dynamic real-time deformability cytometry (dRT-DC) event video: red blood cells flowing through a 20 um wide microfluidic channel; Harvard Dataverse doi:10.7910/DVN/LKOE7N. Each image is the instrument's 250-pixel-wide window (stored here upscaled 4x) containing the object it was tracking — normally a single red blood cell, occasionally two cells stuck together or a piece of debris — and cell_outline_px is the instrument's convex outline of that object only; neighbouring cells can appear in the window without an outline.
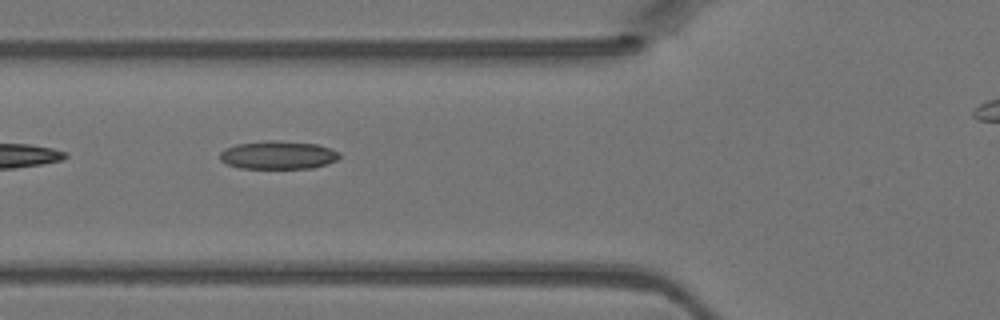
{"species": "Egyptian fruit bat (a non-hibernating species)", "species_latin": "Rousettus aegyptiacus", "temperature_condition": "warm", "stored_images_in_passage": 8, "camera_frame_rate_fps": 3000, "um_per_image_px": 0.085, "animal": {"sex": "female"}, "frame": {"image": 1, "passage_image": 5, "time_ms": 1.333, "image_size_px": [1000, 320], "cell_outline_px": [[340, 156], [336, 160], [312, 168], [240, 168], [228, 164], [220, 160], [220, 152], [236, 144], [268, 140], [276, 140], [316, 144], [332, 148], [340, 152]], "centroid_in_image_um": [23.65, 13.17], "position_along_channel_um": 102.1, "area_um2": 19.54}}
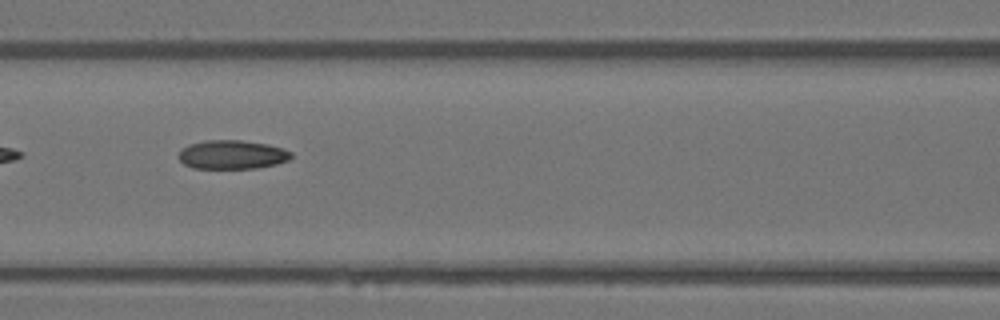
{"frame": {"image": 2, "passage_image": 6, "time_ms": 1.667, "image_size_px": [1000, 320], "cell_outline_px": [[292, 156], [288, 160], [276, 164], [256, 168], [192, 168], [184, 164], [180, 160], [180, 152], [188, 144], [204, 140], [240, 140], [268, 144], [284, 148], [292, 152]], "centroid_in_image_um": [19.75, 13.13], "position_along_channel_um": 146.8, "area_um2": 18.9}}
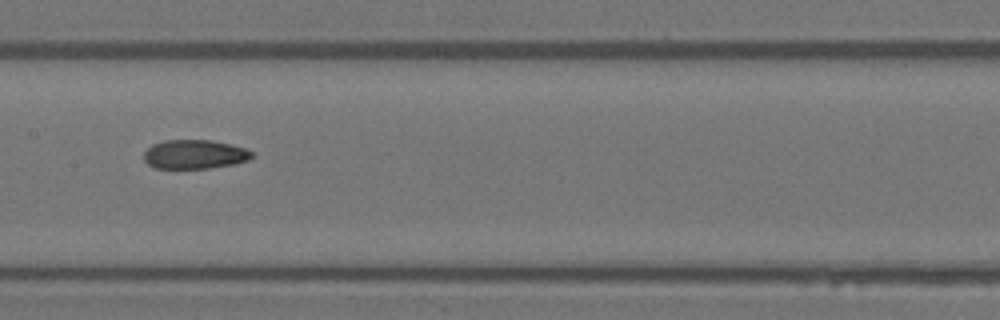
{"frame": {"image": 3, "passage_image": 7, "time_ms": 2.0, "image_size_px": [1000, 320], "cell_outline_px": [[252, 156], [248, 160], [232, 164], [208, 168], [156, 168], [148, 164], [144, 160], [144, 152], [152, 144], [164, 140], [212, 140], [244, 148], [252, 152]], "centroid_in_image_um": [16.5, 13.11], "position_along_channel_um": 190.9, "area_um2": 18.09}}